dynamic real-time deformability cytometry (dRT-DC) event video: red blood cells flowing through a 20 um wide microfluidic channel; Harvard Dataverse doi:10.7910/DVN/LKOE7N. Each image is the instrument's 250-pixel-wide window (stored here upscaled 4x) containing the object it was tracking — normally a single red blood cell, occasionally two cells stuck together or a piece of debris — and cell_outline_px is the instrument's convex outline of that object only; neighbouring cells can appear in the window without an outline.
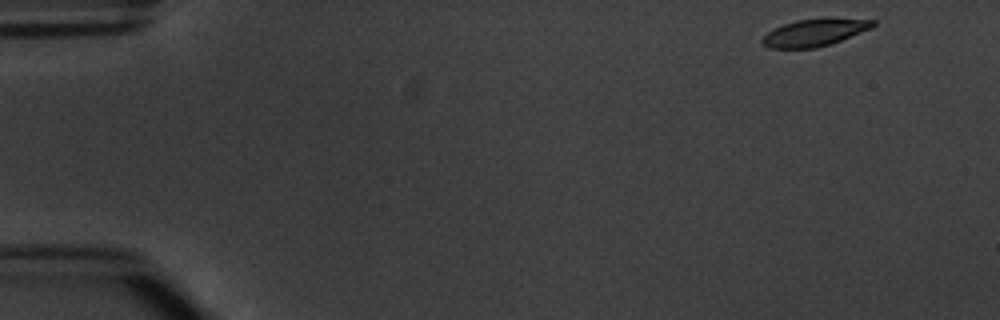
{"species": "common noctule bat (a hibernating species)", "species_latin": "Nyctalus noctula", "temperature_condition": "warm", "stored_images_in_passage": 4, "camera_frame_rate_fps": 3000, "um_per_image_px": 0.085, "animal": {"sex": "male", "body_mass_g": 20.1, "forearm_length_mm": 53.5}, "frame": {"image": 1, "passage_image": 1, "time_ms": 0.0, "image_size_px": [1000, 320], "cell_outline_px": [[876, 24], [872, 28], [840, 40], [816, 48], [768, 48], [760, 40], [768, 32], [784, 24], [796, 20], [824, 16], [828, 16], [876, 20]], "centroid_in_image_um": [69.29, 2.72], "position_along_channel_um": 15.7, "area_um2": 17.86}}
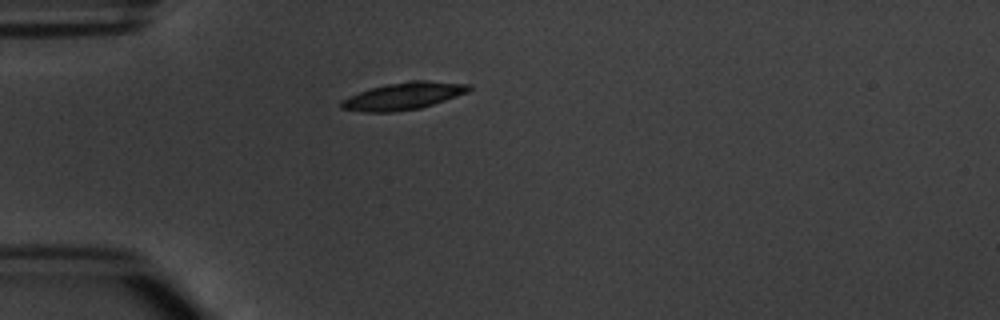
{"frame": {"image": 2, "passage_image": 4, "time_ms": 3.667, "image_size_px": [1000, 320], "cell_outline_px": [[472, 88], [468, 92], [420, 108], [392, 112], [364, 112], [340, 108], [340, 100], [348, 96], [372, 88], [388, 84], [412, 80], [424, 80], [468, 84]], "centroid_in_image_um": [34.26, 8.16], "position_along_channel_um": 50.7, "area_um2": 20.0}}